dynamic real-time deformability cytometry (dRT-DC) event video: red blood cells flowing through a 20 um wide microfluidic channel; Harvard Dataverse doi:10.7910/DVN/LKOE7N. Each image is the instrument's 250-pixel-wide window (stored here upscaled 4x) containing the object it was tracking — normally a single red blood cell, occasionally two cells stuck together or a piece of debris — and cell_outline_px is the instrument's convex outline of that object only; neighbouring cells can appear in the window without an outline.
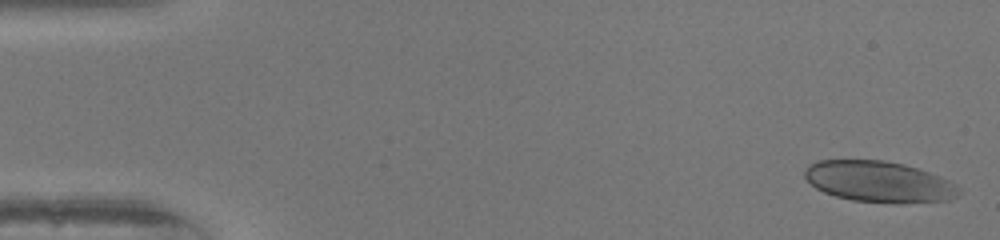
{"species": "human", "species_latin": "Homo sapiens", "temperature_condition": "warm", "stored_images_in_passage": 51, "camera_frame_rate_fps": 3000, "um_per_image_px": 0.085, "donor": {"sex": "female"}, "frame": {"image": 1, "passage_image": 2, "time_ms": 0.333, "image_size_px": [1000, 240], "cell_outline_px": [[960, 192], [956, 196], [948, 200], [896, 204], [852, 200], [836, 196], [824, 192], [816, 188], [804, 176], [804, 172], [808, 164], [816, 160], [884, 160], [904, 164], [940, 176], [948, 180], [960, 188]], "centroid_in_image_um": [74.7, 15.44], "position_along_channel_um": 10.3, "area_um2": 36.93}}
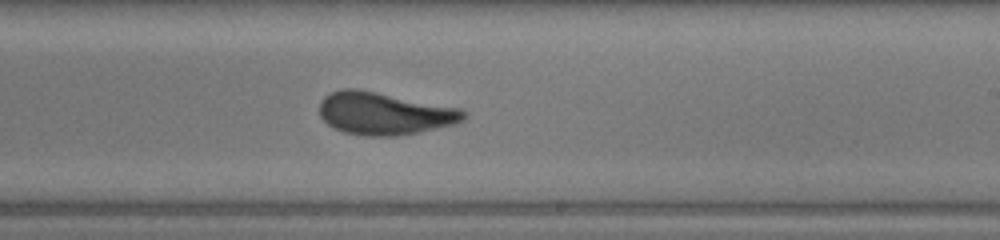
{"frame": {"image": 2, "passage_image": 31, "time_ms": 10.0, "image_size_px": [1000, 240], "cell_outline_px": [[468, 116], [464, 120], [456, 124], [420, 132], [400, 136], [364, 136], [344, 132], [328, 124], [320, 116], [320, 100], [328, 92], [340, 88], [356, 88], [460, 108], [468, 112]], "centroid_in_image_um": [32.68, 9.64], "position_along_channel_um": 256.3, "area_um2": 36.07}}
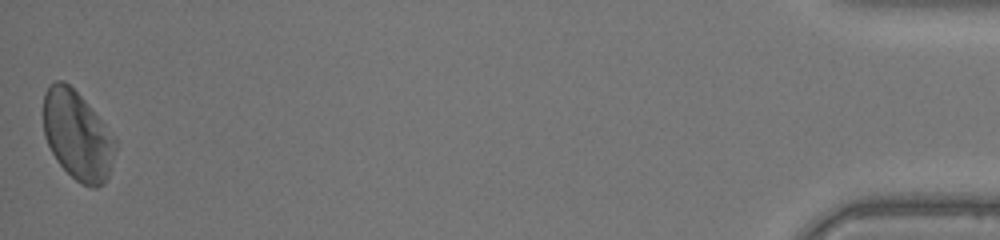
{"frame": {"image": 3, "passage_image": 51, "time_ms": 16.667, "image_size_px": [1000, 240], "cell_outline_px": [[116, 148], [108, 176], [104, 184], [96, 188], [92, 188], [76, 180], [56, 160], [44, 136], [44, 92], [48, 84], [56, 80], [64, 80], [84, 100], [104, 124], [116, 140]], "centroid_in_image_um": [6.56, 11.51], "position_along_channel_um": 428.6, "area_um2": 36.88}, "authors_computed_cell_mechanics": {"area_um2": 36.0672, "velocity_mm_per_s": 4.054, "shape_relaxation_time_tau1_ms": 4.7976, "shape_relaxation_time_tau2_ms": 0.8748, "deformation_change_tau1": 0.1431, "deformation_change_tau2": 0.0459}}